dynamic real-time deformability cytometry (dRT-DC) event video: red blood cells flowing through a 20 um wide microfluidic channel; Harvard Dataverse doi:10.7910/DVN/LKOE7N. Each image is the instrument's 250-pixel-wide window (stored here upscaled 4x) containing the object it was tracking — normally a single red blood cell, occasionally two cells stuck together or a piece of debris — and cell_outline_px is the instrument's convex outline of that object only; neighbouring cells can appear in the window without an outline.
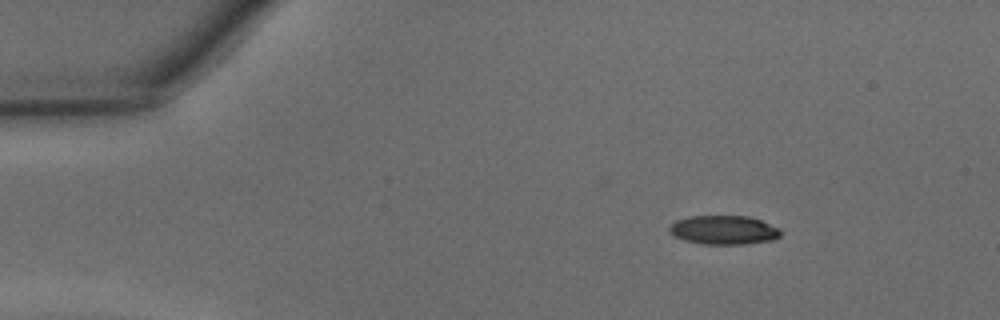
{"species": "common noctule bat (a hibernating species)", "species_latin": "Nyctalus noctula", "temperature_condition": "warm", "stored_images_in_passage": 41, "camera_frame_rate_fps": 3000, "um_per_image_px": 0.085, "animal": {"sex": "male", "body_mass_g": 15.6}, "frame": {"image": 1, "passage_image": 1, "time_ms": 0.0, "image_size_px": [1000, 320], "cell_outline_px": [[780, 236], [772, 240], [744, 244], [704, 244], [684, 240], [668, 232], [668, 228], [676, 220], [692, 216], [748, 216], [760, 220], [780, 228]], "centroid_in_image_um": [61.52, 19.55], "position_along_channel_um": 23.5, "area_um2": 18.67}}
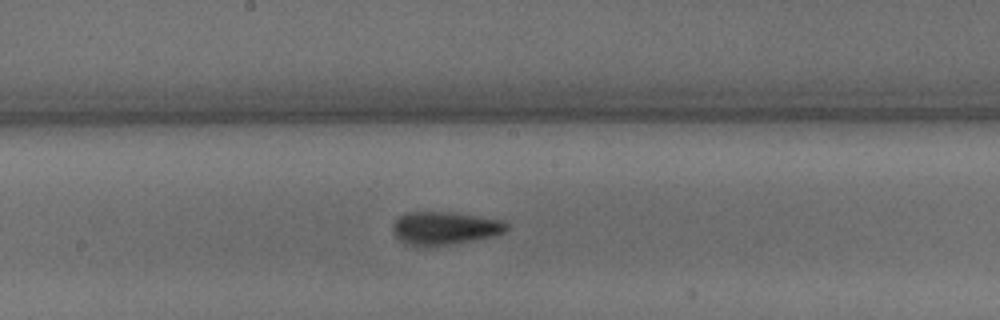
{"frame": {"image": 2, "passage_image": 19, "time_ms": 6.0, "image_size_px": [1000, 320], "cell_outline_px": [[508, 228], [504, 232], [496, 236], [452, 244], [424, 248], [416, 248], [400, 240], [392, 232], [392, 224], [400, 216], [408, 212], [452, 212], [504, 220], [508, 224]], "centroid_in_image_um": [37.8, 19.42], "position_along_channel_um": 210.4, "area_um2": 22.37}}
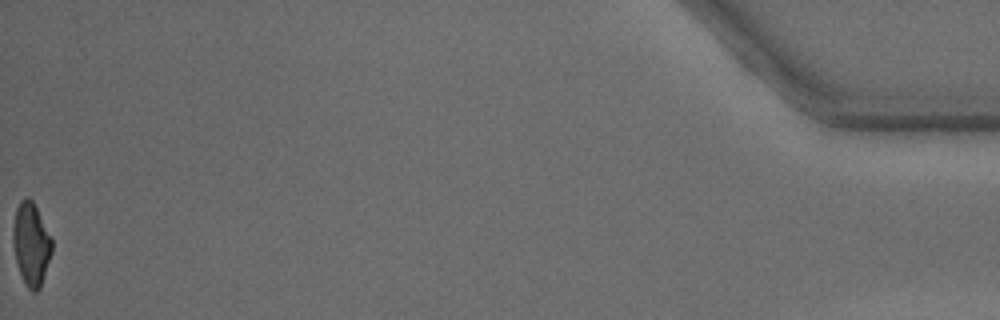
{"frame": {"image": 3, "passage_image": 41, "time_ms": 13.333, "image_size_px": [1000, 320], "cell_outline_px": [[52, 252], [40, 288], [36, 292], [32, 292], [28, 288], [20, 272], [16, 260], [12, 240], [12, 228], [16, 208], [20, 200], [28, 196], [32, 200], [52, 236]], "centroid_in_image_um": [2.65, 20.71], "position_along_channel_um": 432.6, "area_um2": 18.84}, "authors_computed_cell_mechanics": {"area_um2": 20.0566, "velocity_mm_per_s": 4.3724, "shape_relaxation_time_tau1_ms": 3.4213, "shape_relaxation_time_tau2_ms": 2.9165, "deformation_change_tau1": 0.1592, "deformation_change_tau2": 0.1192}}